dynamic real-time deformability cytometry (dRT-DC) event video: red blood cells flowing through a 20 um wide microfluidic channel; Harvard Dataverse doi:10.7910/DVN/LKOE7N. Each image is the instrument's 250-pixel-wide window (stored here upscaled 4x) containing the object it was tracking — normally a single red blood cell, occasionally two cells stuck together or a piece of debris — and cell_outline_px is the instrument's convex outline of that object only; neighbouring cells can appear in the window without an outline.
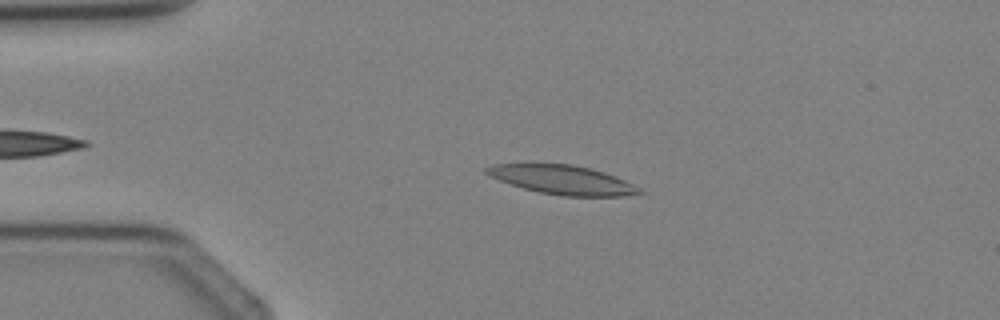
{"species": "Egyptian fruit bat (a non-hibernating species)", "species_latin": "Rousettus aegyptiacus", "temperature_condition": "cold", "stored_images_in_passage": 4, "camera_frame_rate_fps": 3000, "um_per_image_px": 0.085, "animal": {"sex": "female"}, "frame": {"image": 1, "passage_image": 3, "time_ms": 2.333, "image_size_px": [1000, 320], "cell_outline_px": [[644, 192], [620, 196], [564, 196], [540, 192], [524, 188], [500, 180], [484, 172], [484, 168], [492, 164], [528, 160], [536, 160], [572, 164], [592, 168], [616, 176], [640, 188]], "centroid_in_image_um": [47.7, 15.2], "position_along_channel_um": 37.3, "area_um2": 26.82}}